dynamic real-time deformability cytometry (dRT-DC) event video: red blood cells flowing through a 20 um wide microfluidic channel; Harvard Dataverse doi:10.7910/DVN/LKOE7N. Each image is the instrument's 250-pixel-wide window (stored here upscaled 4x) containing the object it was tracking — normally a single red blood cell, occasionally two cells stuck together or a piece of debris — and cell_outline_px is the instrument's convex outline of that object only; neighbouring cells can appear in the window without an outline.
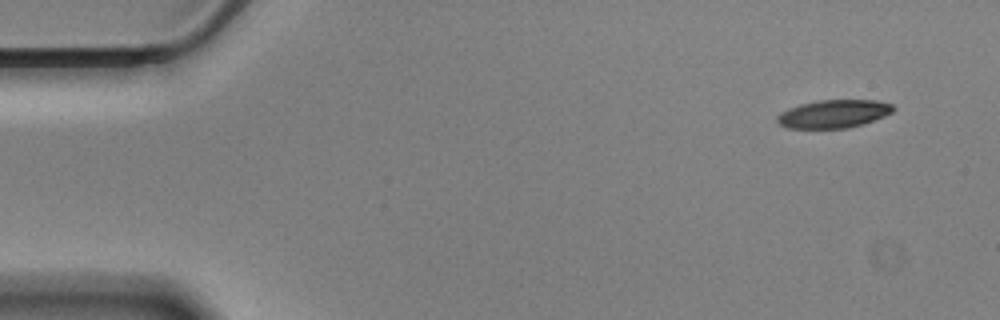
{"species": "Egyptian fruit bat (a non-hibernating species)", "species_latin": "Rousettus aegyptiacus", "temperature_condition": "cold", "stored_images_in_passage": 12, "camera_frame_rate_fps": 3000, "um_per_image_px": 0.085, "animal": {"sex": "male"}, "frame": {"image": 1, "passage_image": 1, "time_ms": 0.0, "image_size_px": [1000, 320], "cell_outline_px": [[896, 108], [892, 112], [884, 116], [864, 124], [848, 128], [788, 128], [780, 124], [776, 120], [776, 116], [788, 108], [800, 104], [820, 100], [876, 100], [892, 104]], "centroid_in_image_um": [70.87, 9.67], "position_along_channel_um": 14.1, "area_um2": 19.02}}